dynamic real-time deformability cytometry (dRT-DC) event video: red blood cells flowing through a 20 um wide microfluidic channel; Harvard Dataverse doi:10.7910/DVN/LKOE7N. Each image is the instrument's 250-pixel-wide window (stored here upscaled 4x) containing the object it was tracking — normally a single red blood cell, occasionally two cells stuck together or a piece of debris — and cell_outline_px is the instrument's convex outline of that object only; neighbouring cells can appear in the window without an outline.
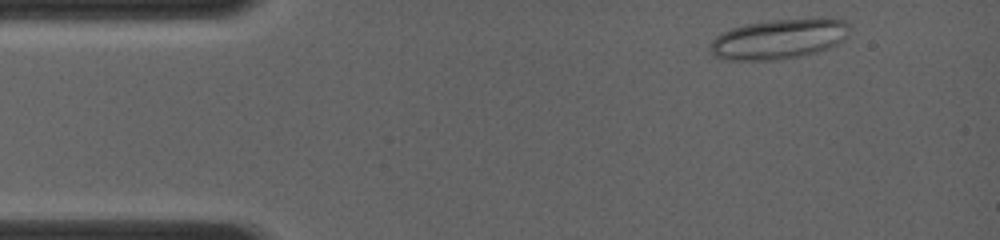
{"species": "common noctule bat (a hibernating species)", "species_latin": "Nyctalus noctula", "temperature_condition": "room temperature", "stored_images_in_passage": 41, "camera_frame_rate_fps": 4000, "um_per_image_px": 0.085, "animal": {"sex": "female", "body_mass_g": 19.0, "forearm_length_mm": 56.7}, "frame": {"image": 1, "passage_image": 1, "time_ms": 0.0, "image_size_px": [1000, 240], "cell_outline_px": [[848, 36], [844, 40], [828, 48], [816, 52], [800, 56], [780, 60], [724, 60], [716, 56], [712, 52], [708, 44], [720, 32], [744, 24], [768, 20], [820, 16], [844, 20], [848, 24]], "centroid_in_image_um": [66.22, 3.28], "position_along_channel_um": 18.8, "area_um2": 33.23}}
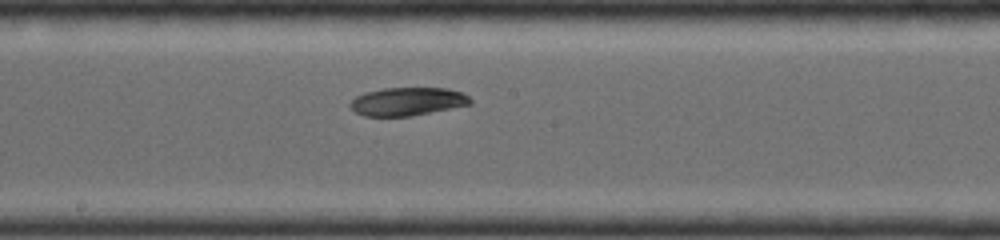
{"frame": {"image": 2, "passage_image": 24, "time_ms": 6.0, "image_size_px": [1000, 240], "cell_outline_px": [[472, 104], [412, 116], [364, 116], [356, 112], [348, 104], [356, 96], [364, 92], [384, 88], [448, 88], [464, 92], [472, 100]], "centroid_in_image_um": [34.66, 8.62], "position_along_channel_um": 213.5, "area_um2": 19.88}}
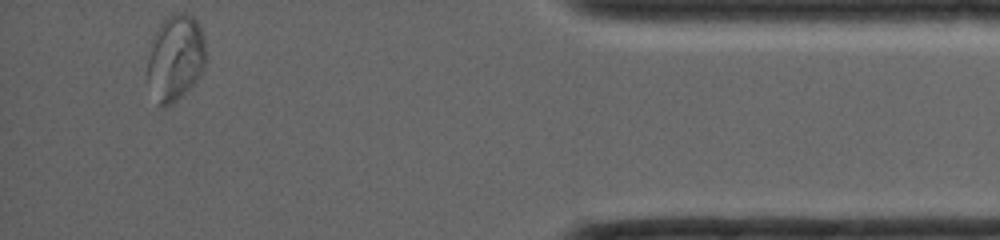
{"frame": {"image": 3, "passage_image": 41, "time_ms": 11.5, "image_size_px": [1000, 240], "cell_outline_px": [[208, 60], [200, 76], [176, 100], [164, 108], [160, 104], [144, 80], [148, 56], [152, 36], [164, 16], [172, 12], [188, 12], [200, 24], [204, 40]], "centroid_in_image_um": [14.89, 4.85], "position_along_channel_um": 420.3, "area_um2": 30.23}}